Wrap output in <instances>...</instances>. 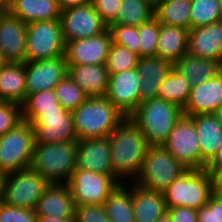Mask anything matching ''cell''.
Returning <instances> with one entry per match:
<instances>
[{
	"mask_svg": "<svg viewBox=\"0 0 222 222\" xmlns=\"http://www.w3.org/2000/svg\"><path fill=\"white\" fill-rule=\"evenodd\" d=\"M36 222H75V219H59L51 216H37Z\"/></svg>",
	"mask_w": 222,
	"mask_h": 222,
	"instance_id": "obj_49",
	"label": "cell"
},
{
	"mask_svg": "<svg viewBox=\"0 0 222 222\" xmlns=\"http://www.w3.org/2000/svg\"><path fill=\"white\" fill-rule=\"evenodd\" d=\"M14 0H0V4L4 5L6 8H8Z\"/></svg>",
	"mask_w": 222,
	"mask_h": 222,
	"instance_id": "obj_54",
	"label": "cell"
},
{
	"mask_svg": "<svg viewBox=\"0 0 222 222\" xmlns=\"http://www.w3.org/2000/svg\"><path fill=\"white\" fill-rule=\"evenodd\" d=\"M182 115L183 109L179 106L156 97L141 102L129 117L139 127L149 146H163Z\"/></svg>",
	"mask_w": 222,
	"mask_h": 222,
	"instance_id": "obj_3",
	"label": "cell"
},
{
	"mask_svg": "<svg viewBox=\"0 0 222 222\" xmlns=\"http://www.w3.org/2000/svg\"><path fill=\"white\" fill-rule=\"evenodd\" d=\"M132 205L135 222H156L167 212L162 192L149 190L132 182Z\"/></svg>",
	"mask_w": 222,
	"mask_h": 222,
	"instance_id": "obj_25",
	"label": "cell"
},
{
	"mask_svg": "<svg viewBox=\"0 0 222 222\" xmlns=\"http://www.w3.org/2000/svg\"><path fill=\"white\" fill-rule=\"evenodd\" d=\"M156 222H172L169 214L166 212Z\"/></svg>",
	"mask_w": 222,
	"mask_h": 222,
	"instance_id": "obj_53",
	"label": "cell"
},
{
	"mask_svg": "<svg viewBox=\"0 0 222 222\" xmlns=\"http://www.w3.org/2000/svg\"><path fill=\"white\" fill-rule=\"evenodd\" d=\"M187 54L212 59H222V20L188 32Z\"/></svg>",
	"mask_w": 222,
	"mask_h": 222,
	"instance_id": "obj_20",
	"label": "cell"
},
{
	"mask_svg": "<svg viewBox=\"0 0 222 222\" xmlns=\"http://www.w3.org/2000/svg\"><path fill=\"white\" fill-rule=\"evenodd\" d=\"M190 90L191 88L185 77L172 68L160 84L157 97L184 109L189 98Z\"/></svg>",
	"mask_w": 222,
	"mask_h": 222,
	"instance_id": "obj_32",
	"label": "cell"
},
{
	"mask_svg": "<svg viewBox=\"0 0 222 222\" xmlns=\"http://www.w3.org/2000/svg\"><path fill=\"white\" fill-rule=\"evenodd\" d=\"M77 141L35 142L30 168L49 183H67L76 169Z\"/></svg>",
	"mask_w": 222,
	"mask_h": 222,
	"instance_id": "obj_4",
	"label": "cell"
},
{
	"mask_svg": "<svg viewBox=\"0 0 222 222\" xmlns=\"http://www.w3.org/2000/svg\"><path fill=\"white\" fill-rule=\"evenodd\" d=\"M111 222H135L132 182L120 183L103 204Z\"/></svg>",
	"mask_w": 222,
	"mask_h": 222,
	"instance_id": "obj_30",
	"label": "cell"
},
{
	"mask_svg": "<svg viewBox=\"0 0 222 222\" xmlns=\"http://www.w3.org/2000/svg\"><path fill=\"white\" fill-rule=\"evenodd\" d=\"M173 68L170 61L154 57L139 58L136 70L140 76V103L157 97L160 84Z\"/></svg>",
	"mask_w": 222,
	"mask_h": 222,
	"instance_id": "obj_22",
	"label": "cell"
},
{
	"mask_svg": "<svg viewBox=\"0 0 222 222\" xmlns=\"http://www.w3.org/2000/svg\"><path fill=\"white\" fill-rule=\"evenodd\" d=\"M75 222H111L103 205H76Z\"/></svg>",
	"mask_w": 222,
	"mask_h": 222,
	"instance_id": "obj_43",
	"label": "cell"
},
{
	"mask_svg": "<svg viewBox=\"0 0 222 222\" xmlns=\"http://www.w3.org/2000/svg\"><path fill=\"white\" fill-rule=\"evenodd\" d=\"M214 191L213 175L206 169H187L162 193L167 208L188 207L199 210Z\"/></svg>",
	"mask_w": 222,
	"mask_h": 222,
	"instance_id": "obj_5",
	"label": "cell"
},
{
	"mask_svg": "<svg viewBox=\"0 0 222 222\" xmlns=\"http://www.w3.org/2000/svg\"><path fill=\"white\" fill-rule=\"evenodd\" d=\"M205 169L212 175L218 170H222V144L217 149L214 157L206 164Z\"/></svg>",
	"mask_w": 222,
	"mask_h": 222,
	"instance_id": "obj_46",
	"label": "cell"
},
{
	"mask_svg": "<svg viewBox=\"0 0 222 222\" xmlns=\"http://www.w3.org/2000/svg\"><path fill=\"white\" fill-rule=\"evenodd\" d=\"M61 10L90 4L92 0H57Z\"/></svg>",
	"mask_w": 222,
	"mask_h": 222,
	"instance_id": "obj_47",
	"label": "cell"
},
{
	"mask_svg": "<svg viewBox=\"0 0 222 222\" xmlns=\"http://www.w3.org/2000/svg\"><path fill=\"white\" fill-rule=\"evenodd\" d=\"M222 106V74L191 88L183 115L213 114Z\"/></svg>",
	"mask_w": 222,
	"mask_h": 222,
	"instance_id": "obj_21",
	"label": "cell"
},
{
	"mask_svg": "<svg viewBox=\"0 0 222 222\" xmlns=\"http://www.w3.org/2000/svg\"><path fill=\"white\" fill-rule=\"evenodd\" d=\"M35 131V142L62 143L77 141L71 111L61 105L57 109L41 110L31 122Z\"/></svg>",
	"mask_w": 222,
	"mask_h": 222,
	"instance_id": "obj_12",
	"label": "cell"
},
{
	"mask_svg": "<svg viewBox=\"0 0 222 222\" xmlns=\"http://www.w3.org/2000/svg\"><path fill=\"white\" fill-rule=\"evenodd\" d=\"M109 30L111 32L113 43L127 47L131 52L136 53L140 58V38L138 27L110 24Z\"/></svg>",
	"mask_w": 222,
	"mask_h": 222,
	"instance_id": "obj_39",
	"label": "cell"
},
{
	"mask_svg": "<svg viewBox=\"0 0 222 222\" xmlns=\"http://www.w3.org/2000/svg\"><path fill=\"white\" fill-rule=\"evenodd\" d=\"M76 168L113 174L108 136L77 140Z\"/></svg>",
	"mask_w": 222,
	"mask_h": 222,
	"instance_id": "obj_18",
	"label": "cell"
},
{
	"mask_svg": "<svg viewBox=\"0 0 222 222\" xmlns=\"http://www.w3.org/2000/svg\"><path fill=\"white\" fill-rule=\"evenodd\" d=\"M7 176L5 171L0 170V202L3 201Z\"/></svg>",
	"mask_w": 222,
	"mask_h": 222,
	"instance_id": "obj_50",
	"label": "cell"
},
{
	"mask_svg": "<svg viewBox=\"0 0 222 222\" xmlns=\"http://www.w3.org/2000/svg\"><path fill=\"white\" fill-rule=\"evenodd\" d=\"M138 60L139 56L136 53L131 52L127 47L112 42L105 65L110 75L136 68Z\"/></svg>",
	"mask_w": 222,
	"mask_h": 222,
	"instance_id": "obj_37",
	"label": "cell"
},
{
	"mask_svg": "<svg viewBox=\"0 0 222 222\" xmlns=\"http://www.w3.org/2000/svg\"><path fill=\"white\" fill-rule=\"evenodd\" d=\"M54 91L59 104L69 111L76 109L88 98L68 74L54 87Z\"/></svg>",
	"mask_w": 222,
	"mask_h": 222,
	"instance_id": "obj_36",
	"label": "cell"
},
{
	"mask_svg": "<svg viewBox=\"0 0 222 222\" xmlns=\"http://www.w3.org/2000/svg\"><path fill=\"white\" fill-rule=\"evenodd\" d=\"M219 67H220V73L222 74V59H221V61L219 62Z\"/></svg>",
	"mask_w": 222,
	"mask_h": 222,
	"instance_id": "obj_58",
	"label": "cell"
},
{
	"mask_svg": "<svg viewBox=\"0 0 222 222\" xmlns=\"http://www.w3.org/2000/svg\"><path fill=\"white\" fill-rule=\"evenodd\" d=\"M108 138L113 176L120 183L134 182L149 148L147 139L130 117H125Z\"/></svg>",
	"mask_w": 222,
	"mask_h": 222,
	"instance_id": "obj_1",
	"label": "cell"
},
{
	"mask_svg": "<svg viewBox=\"0 0 222 222\" xmlns=\"http://www.w3.org/2000/svg\"><path fill=\"white\" fill-rule=\"evenodd\" d=\"M154 17V9L142 0H121L115 20L111 24L139 27Z\"/></svg>",
	"mask_w": 222,
	"mask_h": 222,
	"instance_id": "obj_33",
	"label": "cell"
},
{
	"mask_svg": "<svg viewBox=\"0 0 222 222\" xmlns=\"http://www.w3.org/2000/svg\"><path fill=\"white\" fill-rule=\"evenodd\" d=\"M111 44L109 29L90 38L69 41L65 48L67 65H105Z\"/></svg>",
	"mask_w": 222,
	"mask_h": 222,
	"instance_id": "obj_16",
	"label": "cell"
},
{
	"mask_svg": "<svg viewBox=\"0 0 222 222\" xmlns=\"http://www.w3.org/2000/svg\"><path fill=\"white\" fill-rule=\"evenodd\" d=\"M76 204L67 183H50L37 201V216L75 219Z\"/></svg>",
	"mask_w": 222,
	"mask_h": 222,
	"instance_id": "obj_19",
	"label": "cell"
},
{
	"mask_svg": "<svg viewBox=\"0 0 222 222\" xmlns=\"http://www.w3.org/2000/svg\"><path fill=\"white\" fill-rule=\"evenodd\" d=\"M7 62L3 59L2 54L0 53V69L6 64Z\"/></svg>",
	"mask_w": 222,
	"mask_h": 222,
	"instance_id": "obj_56",
	"label": "cell"
},
{
	"mask_svg": "<svg viewBox=\"0 0 222 222\" xmlns=\"http://www.w3.org/2000/svg\"><path fill=\"white\" fill-rule=\"evenodd\" d=\"M35 210L18 208L0 202V222H36Z\"/></svg>",
	"mask_w": 222,
	"mask_h": 222,
	"instance_id": "obj_42",
	"label": "cell"
},
{
	"mask_svg": "<svg viewBox=\"0 0 222 222\" xmlns=\"http://www.w3.org/2000/svg\"><path fill=\"white\" fill-rule=\"evenodd\" d=\"M184 167L200 170V150L194 121L182 115L163 145Z\"/></svg>",
	"mask_w": 222,
	"mask_h": 222,
	"instance_id": "obj_11",
	"label": "cell"
},
{
	"mask_svg": "<svg viewBox=\"0 0 222 222\" xmlns=\"http://www.w3.org/2000/svg\"><path fill=\"white\" fill-rule=\"evenodd\" d=\"M65 56L25 62L26 96L52 90L67 75Z\"/></svg>",
	"mask_w": 222,
	"mask_h": 222,
	"instance_id": "obj_15",
	"label": "cell"
},
{
	"mask_svg": "<svg viewBox=\"0 0 222 222\" xmlns=\"http://www.w3.org/2000/svg\"><path fill=\"white\" fill-rule=\"evenodd\" d=\"M7 11V8L4 5L0 4V19L5 15Z\"/></svg>",
	"mask_w": 222,
	"mask_h": 222,
	"instance_id": "obj_55",
	"label": "cell"
},
{
	"mask_svg": "<svg viewBox=\"0 0 222 222\" xmlns=\"http://www.w3.org/2000/svg\"><path fill=\"white\" fill-rule=\"evenodd\" d=\"M25 99V63H6L0 69V101L22 105Z\"/></svg>",
	"mask_w": 222,
	"mask_h": 222,
	"instance_id": "obj_28",
	"label": "cell"
},
{
	"mask_svg": "<svg viewBox=\"0 0 222 222\" xmlns=\"http://www.w3.org/2000/svg\"><path fill=\"white\" fill-rule=\"evenodd\" d=\"M50 183L31 168L8 173L3 201L5 204L34 210Z\"/></svg>",
	"mask_w": 222,
	"mask_h": 222,
	"instance_id": "obj_10",
	"label": "cell"
},
{
	"mask_svg": "<svg viewBox=\"0 0 222 222\" xmlns=\"http://www.w3.org/2000/svg\"><path fill=\"white\" fill-rule=\"evenodd\" d=\"M70 78L88 97H103L107 93L109 74L106 65H67Z\"/></svg>",
	"mask_w": 222,
	"mask_h": 222,
	"instance_id": "obj_24",
	"label": "cell"
},
{
	"mask_svg": "<svg viewBox=\"0 0 222 222\" xmlns=\"http://www.w3.org/2000/svg\"><path fill=\"white\" fill-rule=\"evenodd\" d=\"M188 32L182 27L160 24L156 56L174 64L187 54Z\"/></svg>",
	"mask_w": 222,
	"mask_h": 222,
	"instance_id": "obj_29",
	"label": "cell"
},
{
	"mask_svg": "<svg viewBox=\"0 0 222 222\" xmlns=\"http://www.w3.org/2000/svg\"><path fill=\"white\" fill-rule=\"evenodd\" d=\"M27 24L8 11L0 19V53L7 63L26 62Z\"/></svg>",
	"mask_w": 222,
	"mask_h": 222,
	"instance_id": "obj_17",
	"label": "cell"
},
{
	"mask_svg": "<svg viewBox=\"0 0 222 222\" xmlns=\"http://www.w3.org/2000/svg\"><path fill=\"white\" fill-rule=\"evenodd\" d=\"M194 121L200 150V169L214 157L222 144V127L213 114H196L189 116Z\"/></svg>",
	"mask_w": 222,
	"mask_h": 222,
	"instance_id": "obj_23",
	"label": "cell"
},
{
	"mask_svg": "<svg viewBox=\"0 0 222 222\" xmlns=\"http://www.w3.org/2000/svg\"><path fill=\"white\" fill-rule=\"evenodd\" d=\"M186 170L164 146H149L134 182L143 188L163 192Z\"/></svg>",
	"mask_w": 222,
	"mask_h": 222,
	"instance_id": "obj_6",
	"label": "cell"
},
{
	"mask_svg": "<svg viewBox=\"0 0 222 222\" xmlns=\"http://www.w3.org/2000/svg\"><path fill=\"white\" fill-rule=\"evenodd\" d=\"M213 115L215 116L217 122L221 125L222 127V106L218 108Z\"/></svg>",
	"mask_w": 222,
	"mask_h": 222,
	"instance_id": "obj_51",
	"label": "cell"
},
{
	"mask_svg": "<svg viewBox=\"0 0 222 222\" xmlns=\"http://www.w3.org/2000/svg\"><path fill=\"white\" fill-rule=\"evenodd\" d=\"M140 38V58L156 56L160 23L155 17L138 27Z\"/></svg>",
	"mask_w": 222,
	"mask_h": 222,
	"instance_id": "obj_38",
	"label": "cell"
},
{
	"mask_svg": "<svg viewBox=\"0 0 222 222\" xmlns=\"http://www.w3.org/2000/svg\"><path fill=\"white\" fill-rule=\"evenodd\" d=\"M172 222H197V210L188 207L167 208Z\"/></svg>",
	"mask_w": 222,
	"mask_h": 222,
	"instance_id": "obj_45",
	"label": "cell"
},
{
	"mask_svg": "<svg viewBox=\"0 0 222 222\" xmlns=\"http://www.w3.org/2000/svg\"><path fill=\"white\" fill-rule=\"evenodd\" d=\"M197 222H222V196L213 191L208 203L197 210Z\"/></svg>",
	"mask_w": 222,
	"mask_h": 222,
	"instance_id": "obj_41",
	"label": "cell"
},
{
	"mask_svg": "<svg viewBox=\"0 0 222 222\" xmlns=\"http://www.w3.org/2000/svg\"><path fill=\"white\" fill-rule=\"evenodd\" d=\"M142 1L147 3L153 9H155L158 6V4L161 2V0H142Z\"/></svg>",
	"mask_w": 222,
	"mask_h": 222,
	"instance_id": "obj_52",
	"label": "cell"
},
{
	"mask_svg": "<svg viewBox=\"0 0 222 222\" xmlns=\"http://www.w3.org/2000/svg\"><path fill=\"white\" fill-rule=\"evenodd\" d=\"M65 48L60 19L27 24L26 61L65 56Z\"/></svg>",
	"mask_w": 222,
	"mask_h": 222,
	"instance_id": "obj_8",
	"label": "cell"
},
{
	"mask_svg": "<svg viewBox=\"0 0 222 222\" xmlns=\"http://www.w3.org/2000/svg\"><path fill=\"white\" fill-rule=\"evenodd\" d=\"M214 192L222 196V170H218L213 174Z\"/></svg>",
	"mask_w": 222,
	"mask_h": 222,
	"instance_id": "obj_48",
	"label": "cell"
},
{
	"mask_svg": "<svg viewBox=\"0 0 222 222\" xmlns=\"http://www.w3.org/2000/svg\"><path fill=\"white\" fill-rule=\"evenodd\" d=\"M95 11L110 25L116 18L121 0H92Z\"/></svg>",
	"mask_w": 222,
	"mask_h": 222,
	"instance_id": "obj_44",
	"label": "cell"
},
{
	"mask_svg": "<svg viewBox=\"0 0 222 222\" xmlns=\"http://www.w3.org/2000/svg\"><path fill=\"white\" fill-rule=\"evenodd\" d=\"M60 105L54 89L29 94L21 105L22 120L32 122L41 110L57 109Z\"/></svg>",
	"mask_w": 222,
	"mask_h": 222,
	"instance_id": "obj_34",
	"label": "cell"
},
{
	"mask_svg": "<svg viewBox=\"0 0 222 222\" xmlns=\"http://www.w3.org/2000/svg\"><path fill=\"white\" fill-rule=\"evenodd\" d=\"M7 10L26 24L60 19L62 11L57 0H14Z\"/></svg>",
	"mask_w": 222,
	"mask_h": 222,
	"instance_id": "obj_26",
	"label": "cell"
},
{
	"mask_svg": "<svg viewBox=\"0 0 222 222\" xmlns=\"http://www.w3.org/2000/svg\"><path fill=\"white\" fill-rule=\"evenodd\" d=\"M60 22L65 42L90 38L106 32L109 25L87 4L61 11Z\"/></svg>",
	"mask_w": 222,
	"mask_h": 222,
	"instance_id": "obj_13",
	"label": "cell"
},
{
	"mask_svg": "<svg viewBox=\"0 0 222 222\" xmlns=\"http://www.w3.org/2000/svg\"><path fill=\"white\" fill-rule=\"evenodd\" d=\"M71 115L77 140L109 136L126 117L105 96L88 97Z\"/></svg>",
	"mask_w": 222,
	"mask_h": 222,
	"instance_id": "obj_2",
	"label": "cell"
},
{
	"mask_svg": "<svg viewBox=\"0 0 222 222\" xmlns=\"http://www.w3.org/2000/svg\"><path fill=\"white\" fill-rule=\"evenodd\" d=\"M34 144L35 131L24 120L0 136V170L8 174L30 168Z\"/></svg>",
	"mask_w": 222,
	"mask_h": 222,
	"instance_id": "obj_7",
	"label": "cell"
},
{
	"mask_svg": "<svg viewBox=\"0 0 222 222\" xmlns=\"http://www.w3.org/2000/svg\"><path fill=\"white\" fill-rule=\"evenodd\" d=\"M140 76L136 68L109 75L105 97L129 117L140 104Z\"/></svg>",
	"mask_w": 222,
	"mask_h": 222,
	"instance_id": "obj_14",
	"label": "cell"
},
{
	"mask_svg": "<svg viewBox=\"0 0 222 222\" xmlns=\"http://www.w3.org/2000/svg\"><path fill=\"white\" fill-rule=\"evenodd\" d=\"M120 182L113 174H102L76 168L67 182L76 205H103Z\"/></svg>",
	"mask_w": 222,
	"mask_h": 222,
	"instance_id": "obj_9",
	"label": "cell"
},
{
	"mask_svg": "<svg viewBox=\"0 0 222 222\" xmlns=\"http://www.w3.org/2000/svg\"><path fill=\"white\" fill-rule=\"evenodd\" d=\"M191 0H161L154 9V17L160 24L191 29Z\"/></svg>",
	"mask_w": 222,
	"mask_h": 222,
	"instance_id": "obj_31",
	"label": "cell"
},
{
	"mask_svg": "<svg viewBox=\"0 0 222 222\" xmlns=\"http://www.w3.org/2000/svg\"><path fill=\"white\" fill-rule=\"evenodd\" d=\"M218 5L220 8V15H221V20H222V0H218Z\"/></svg>",
	"mask_w": 222,
	"mask_h": 222,
	"instance_id": "obj_57",
	"label": "cell"
},
{
	"mask_svg": "<svg viewBox=\"0 0 222 222\" xmlns=\"http://www.w3.org/2000/svg\"><path fill=\"white\" fill-rule=\"evenodd\" d=\"M21 121V105L9 101H0V136L13 129Z\"/></svg>",
	"mask_w": 222,
	"mask_h": 222,
	"instance_id": "obj_40",
	"label": "cell"
},
{
	"mask_svg": "<svg viewBox=\"0 0 222 222\" xmlns=\"http://www.w3.org/2000/svg\"><path fill=\"white\" fill-rule=\"evenodd\" d=\"M173 68L188 81L190 88L214 78L220 73L219 62L212 59L184 54L174 64Z\"/></svg>",
	"mask_w": 222,
	"mask_h": 222,
	"instance_id": "obj_27",
	"label": "cell"
},
{
	"mask_svg": "<svg viewBox=\"0 0 222 222\" xmlns=\"http://www.w3.org/2000/svg\"><path fill=\"white\" fill-rule=\"evenodd\" d=\"M191 29L221 20L218 0H191Z\"/></svg>",
	"mask_w": 222,
	"mask_h": 222,
	"instance_id": "obj_35",
	"label": "cell"
}]
</instances>
